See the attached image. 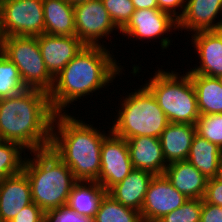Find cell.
Here are the masks:
<instances>
[{"label": "cell", "instance_id": "obj_14", "mask_svg": "<svg viewBox=\"0 0 222 222\" xmlns=\"http://www.w3.org/2000/svg\"><path fill=\"white\" fill-rule=\"evenodd\" d=\"M37 41L46 68L53 77L58 75L85 46L76 36L43 33L37 36Z\"/></svg>", "mask_w": 222, "mask_h": 222}, {"label": "cell", "instance_id": "obj_38", "mask_svg": "<svg viewBox=\"0 0 222 222\" xmlns=\"http://www.w3.org/2000/svg\"><path fill=\"white\" fill-rule=\"evenodd\" d=\"M67 1L71 4H76V3L83 2V1H88V0H67Z\"/></svg>", "mask_w": 222, "mask_h": 222}, {"label": "cell", "instance_id": "obj_21", "mask_svg": "<svg viewBox=\"0 0 222 222\" xmlns=\"http://www.w3.org/2000/svg\"><path fill=\"white\" fill-rule=\"evenodd\" d=\"M45 33L75 36L74 4L67 0H43Z\"/></svg>", "mask_w": 222, "mask_h": 222}, {"label": "cell", "instance_id": "obj_34", "mask_svg": "<svg viewBox=\"0 0 222 222\" xmlns=\"http://www.w3.org/2000/svg\"><path fill=\"white\" fill-rule=\"evenodd\" d=\"M185 4L186 0H157L158 9L170 14L177 21L184 12Z\"/></svg>", "mask_w": 222, "mask_h": 222}, {"label": "cell", "instance_id": "obj_36", "mask_svg": "<svg viewBox=\"0 0 222 222\" xmlns=\"http://www.w3.org/2000/svg\"><path fill=\"white\" fill-rule=\"evenodd\" d=\"M135 10L158 9L157 0H132Z\"/></svg>", "mask_w": 222, "mask_h": 222}, {"label": "cell", "instance_id": "obj_11", "mask_svg": "<svg viewBox=\"0 0 222 222\" xmlns=\"http://www.w3.org/2000/svg\"><path fill=\"white\" fill-rule=\"evenodd\" d=\"M133 169L126 139L111 131L102 142L101 168L97 182L108 191Z\"/></svg>", "mask_w": 222, "mask_h": 222}, {"label": "cell", "instance_id": "obj_2", "mask_svg": "<svg viewBox=\"0 0 222 222\" xmlns=\"http://www.w3.org/2000/svg\"><path fill=\"white\" fill-rule=\"evenodd\" d=\"M55 112L48 93L25 89L0 99V140L18 143L28 152L50 148Z\"/></svg>", "mask_w": 222, "mask_h": 222}, {"label": "cell", "instance_id": "obj_27", "mask_svg": "<svg viewBox=\"0 0 222 222\" xmlns=\"http://www.w3.org/2000/svg\"><path fill=\"white\" fill-rule=\"evenodd\" d=\"M27 89L16 65L0 51V99L11 97Z\"/></svg>", "mask_w": 222, "mask_h": 222}, {"label": "cell", "instance_id": "obj_30", "mask_svg": "<svg viewBox=\"0 0 222 222\" xmlns=\"http://www.w3.org/2000/svg\"><path fill=\"white\" fill-rule=\"evenodd\" d=\"M105 9L115 24L121 30L135 12L132 0H102Z\"/></svg>", "mask_w": 222, "mask_h": 222}, {"label": "cell", "instance_id": "obj_41", "mask_svg": "<svg viewBox=\"0 0 222 222\" xmlns=\"http://www.w3.org/2000/svg\"><path fill=\"white\" fill-rule=\"evenodd\" d=\"M141 222H158V221H146V220H142Z\"/></svg>", "mask_w": 222, "mask_h": 222}, {"label": "cell", "instance_id": "obj_40", "mask_svg": "<svg viewBox=\"0 0 222 222\" xmlns=\"http://www.w3.org/2000/svg\"><path fill=\"white\" fill-rule=\"evenodd\" d=\"M41 222H49L48 218L46 217L43 221Z\"/></svg>", "mask_w": 222, "mask_h": 222}, {"label": "cell", "instance_id": "obj_7", "mask_svg": "<svg viewBox=\"0 0 222 222\" xmlns=\"http://www.w3.org/2000/svg\"><path fill=\"white\" fill-rule=\"evenodd\" d=\"M0 51L16 65L27 89H38L49 94L54 84V77L46 68L37 36L0 38Z\"/></svg>", "mask_w": 222, "mask_h": 222}, {"label": "cell", "instance_id": "obj_12", "mask_svg": "<svg viewBox=\"0 0 222 222\" xmlns=\"http://www.w3.org/2000/svg\"><path fill=\"white\" fill-rule=\"evenodd\" d=\"M188 198L180 193L163 175H154L146 192L140 214L142 220L158 221L164 215L181 207Z\"/></svg>", "mask_w": 222, "mask_h": 222}, {"label": "cell", "instance_id": "obj_15", "mask_svg": "<svg viewBox=\"0 0 222 222\" xmlns=\"http://www.w3.org/2000/svg\"><path fill=\"white\" fill-rule=\"evenodd\" d=\"M221 15L222 0H186L184 12L177 21V31L182 33L184 30L193 34L200 31L220 30Z\"/></svg>", "mask_w": 222, "mask_h": 222}, {"label": "cell", "instance_id": "obj_1", "mask_svg": "<svg viewBox=\"0 0 222 222\" xmlns=\"http://www.w3.org/2000/svg\"><path fill=\"white\" fill-rule=\"evenodd\" d=\"M118 62L107 47L85 45L54 77L53 87L48 94L54 112L69 113L66 108L71 107L73 102L84 101L87 95L92 96L96 92L102 95V88L109 91L110 83L114 85L116 77L126 71Z\"/></svg>", "mask_w": 222, "mask_h": 222}, {"label": "cell", "instance_id": "obj_4", "mask_svg": "<svg viewBox=\"0 0 222 222\" xmlns=\"http://www.w3.org/2000/svg\"><path fill=\"white\" fill-rule=\"evenodd\" d=\"M23 172L31 185L32 201L46 214L67 204L77 181L71 169L50 149L30 152L29 156L27 153Z\"/></svg>", "mask_w": 222, "mask_h": 222}, {"label": "cell", "instance_id": "obj_10", "mask_svg": "<svg viewBox=\"0 0 222 222\" xmlns=\"http://www.w3.org/2000/svg\"><path fill=\"white\" fill-rule=\"evenodd\" d=\"M74 14L75 36L85 45L108 47L104 44L106 42L104 38L108 39L115 30L120 31L112 22L102 0L76 3Z\"/></svg>", "mask_w": 222, "mask_h": 222}, {"label": "cell", "instance_id": "obj_8", "mask_svg": "<svg viewBox=\"0 0 222 222\" xmlns=\"http://www.w3.org/2000/svg\"><path fill=\"white\" fill-rule=\"evenodd\" d=\"M43 33V0H0V38Z\"/></svg>", "mask_w": 222, "mask_h": 222}, {"label": "cell", "instance_id": "obj_5", "mask_svg": "<svg viewBox=\"0 0 222 222\" xmlns=\"http://www.w3.org/2000/svg\"><path fill=\"white\" fill-rule=\"evenodd\" d=\"M134 91V92H133ZM126 96L120 94V104L115 107L116 117L112 118L111 131L124 139L137 136L160 138L161 133L170 123L159 107L152 93L141 85ZM116 118V119H115Z\"/></svg>", "mask_w": 222, "mask_h": 222}, {"label": "cell", "instance_id": "obj_29", "mask_svg": "<svg viewBox=\"0 0 222 222\" xmlns=\"http://www.w3.org/2000/svg\"><path fill=\"white\" fill-rule=\"evenodd\" d=\"M202 199H188L181 207L164 215L158 222H200Z\"/></svg>", "mask_w": 222, "mask_h": 222}, {"label": "cell", "instance_id": "obj_32", "mask_svg": "<svg viewBox=\"0 0 222 222\" xmlns=\"http://www.w3.org/2000/svg\"><path fill=\"white\" fill-rule=\"evenodd\" d=\"M46 213L34 202L21 209L10 222H41Z\"/></svg>", "mask_w": 222, "mask_h": 222}, {"label": "cell", "instance_id": "obj_17", "mask_svg": "<svg viewBox=\"0 0 222 222\" xmlns=\"http://www.w3.org/2000/svg\"><path fill=\"white\" fill-rule=\"evenodd\" d=\"M129 156L134 169L148 171L153 175H163L167 167L160 138L137 136L126 140Z\"/></svg>", "mask_w": 222, "mask_h": 222}, {"label": "cell", "instance_id": "obj_18", "mask_svg": "<svg viewBox=\"0 0 222 222\" xmlns=\"http://www.w3.org/2000/svg\"><path fill=\"white\" fill-rule=\"evenodd\" d=\"M153 177L148 171L133 169L125 179L112 186L107 194L125 207L140 212Z\"/></svg>", "mask_w": 222, "mask_h": 222}, {"label": "cell", "instance_id": "obj_19", "mask_svg": "<svg viewBox=\"0 0 222 222\" xmlns=\"http://www.w3.org/2000/svg\"><path fill=\"white\" fill-rule=\"evenodd\" d=\"M164 175L188 199H203L208 179L187 160L168 164Z\"/></svg>", "mask_w": 222, "mask_h": 222}, {"label": "cell", "instance_id": "obj_33", "mask_svg": "<svg viewBox=\"0 0 222 222\" xmlns=\"http://www.w3.org/2000/svg\"><path fill=\"white\" fill-rule=\"evenodd\" d=\"M202 200L204 202L222 207V181L216 177L208 179L207 187Z\"/></svg>", "mask_w": 222, "mask_h": 222}, {"label": "cell", "instance_id": "obj_9", "mask_svg": "<svg viewBox=\"0 0 222 222\" xmlns=\"http://www.w3.org/2000/svg\"><path fill=\"white\" fill-rule=\"evenodd\" d=\"M173 30H178L177 20L170 14L159 9H140L135 10L128 23L118 33L129 39H137L136 42L147 39L146 42H158L156 39H160L159 44L164 52V49L167 50L172 44L169 32L172 34Z\"/></svg>", "mask_w": 222, "mask_h": 222}, {"label": "cell", "instance_id": "obj_3", "mask_svg": "<svg viewBox=\"0 0 222 222\" xmlns=\"http://www.w3.org/2000/svg\"><path fill=\"white\" fill-rule=\"evenodd\" d=\"M70 113L54 116L50 150L72 171L77 181H97L101 168V147L108 133Z\"/></svg>", "mask_w": 222, "mask_h": 222}, {"label": "cell", "instance_id": "obj_28", "mask_svg": "<svg viewBox=\"0 0 222 222\" xmlns=\"http://www.w3.org/2000/svg\"><path fill=\"white\" fill-rule=\"evenodd\" d=\"M195 126L197 135L222 149V113L202 114Z\"/></svg>", "mask_w": 222, "mask_h": 222}, {"label": "cell", "instance_id": "obj_37", "mask_svg": "<svg viewBox=\"0 0 222 222\" xmlns=\"http://www.w3.org/2000/svg\"><path fill=\"white\" fill-rule=\"evenodd\" d=\"M216 178L219 179L220 181H222V154H221V158H220V162H219V168H218V173H217Z\"/></svg>", "mask_w": 222, "mask_h": 222}, {"label": "cell", "instance_id": "obj_6", "mask_svg": "<svg viewBox=\"0 0 222 222\" xmlns=\"http://www.w3.org/2000/svg\"><path fill=\"white\" fill-rule=\"evenodd\" d=\"M162 67H157V72L154 71L144 86L152 93L169 122L195 125L200 112L190 75L186 71L180 75L176 69L165 71Z\"/></svg>", "mask_w": 222, "mask_h": 222}, {"label": "cell", "instance_id": "obj_13", "mask_svg": "<svg viewBox=\"0 0 222 222\" xmlns=\"http://www.w3.org/2000/svg\"><path fill=\"white\" fill-rule=\"evenodd\" d=\"M191 35V43L198 55L199 65L186 69L188 74H201L209 77L222 75V28L200 31Z\"/></svg>", "mask_w": 222, "mask_h": 222}, {"label": "cell", "instance_id": "obj_24", "mask_svg": "<svg viewBox=\"0 0 222 222\" xmlns=\"http://www.w3.org/2000/svg\"><path fill=\"white\" fill-rule=\"evenodd\" d=\"M194 85L200 115L222 113V86L216 77L189 74Z\"/></svg>", "mask_w": 222, "mask_h": 222}, {"label": "cell", "instance_id": "obj_25", "mask_svg": "<svg viewBox=\"0 0 222 222\" xmlns=\"http://www.w3.org/2000/svg\"><path fill=\"white\" fill-rule=\"evenodd\" d=\"M140 212L125 207L106 194L101 200L93 222H141Z\"/></svg>", "mask_w": 222, "mask_h": 222}, {"label": "cell", "instance_id": "obj_16", "mask_svg": "<svg viewBox=\"0 0 222 222\" xmlns=\"http://www.w3.org/2000/svg\"><path fill=\"white\" fill-rule=\"evenodd\" d=\"M31 203V185L23 171L0 181V219L3 222H10Z\"/></svg>", "mask_w": 222, "mask_h": 222}, {"label": "cell", "instance_id": "obj_31", "mask_svg": "<svg viewBox=\"0 0 222 222\" xmlns=\"http://www.w3.org/2000/svg\"><path fill=\"white\" fill-rule=\"evenodd\" d=\"M46 217L49 222H93L91 217L79 215L67 205L51 210Z\"/></svg>", "mask_w": 222, "mask_h": 222}, {"label": "cell", "instance_id": "obj_20", "mask_svg": "<svg viewBox=\"0 0 222 222\" xmlns=\"http://www.w3.org/2000/svg\"><path fill=\"white\" fill-rule=\"evenodd\" d=\"M195 135V125L170 122L160 136L166 163L187 160Z\"/></svg>", "mask_w": 222, "mask_h": 222}, {"label": "cell", "instance_id": "obj_22", "mask_svg": "<svg viewBox=\"0 0 222 222\" xmlns=\"http://www.w3.org/2000/svg\"><path fill=\"white\" fill-rule=\"evenodd\" d=\"M107 191L97 181H76L67 206L82 216L94 218Z\"/></svg>", "mask_w": 222, "mask_h": 222}, {"label": "cell", "instance_id": "obj_39", "mask_svg": "<svg viewBox=\"0 0 222 222\" xmlns=\"http://www.w3.org/2000/svg\"><path fill=\"white\" fill-rule=\"evenodd\" d=\"M219 84L222 86V75H219L218 77H216Z\"/></svg>", "mask_w": 222, "mask_h": 222}, {"label": "cell", "instance_id": "obj_26", "mask_svg": "<svg viewBox=\"0 0 222 222\" xmlns=\"http://www.w3.org/2000/svg\"><path fill=\"white\" fill-rule=\"evenodd\" d=\"M25 152L18 143L0 140V181L23 171Z\"/></svg>", "mask_w": 222, "mask_h": 222}, {"label": "cell", "instance_id": "obj_23", "mask_svg": "<svg viewBox=\"0 0 222 222\" xmlns=\"http://www.w3.org/2000/svg\"><path fill=\"white\" fill-rule=\"evenodd\" d=\"M222 149L215 143L195 135L187 161L207 179L217 176Z\"/></svg>", "mask_w": 222, "mask_h": 222}, {"label": "cell", "instance_id": "obj_35", "mask_svg": "<svg viewBox=\"0 0 222 222\" xmlns=\"http://www.w3.org/2000/svg\"><path fill=\"white\" fill-rule=\"evenodd\" d=\"M200 222H222V207L202 200Z\"/></svg>", "mask_w": 222, "mask_h": 222}]
</instances>
